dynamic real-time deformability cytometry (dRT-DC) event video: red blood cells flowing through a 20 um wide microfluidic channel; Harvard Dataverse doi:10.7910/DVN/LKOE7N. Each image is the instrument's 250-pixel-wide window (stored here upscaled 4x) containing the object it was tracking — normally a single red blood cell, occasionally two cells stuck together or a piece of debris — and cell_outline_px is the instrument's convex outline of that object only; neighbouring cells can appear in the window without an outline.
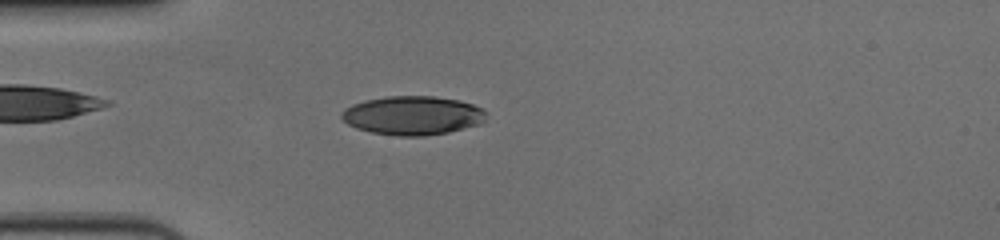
{"species": "human", "species_latin": "Homo sapiens", "temperature_condition": "cold", "stored_images_in_passage": 57, "camera_frame_rate_fps": 3000, "um_per_image_px": 0.085, "donor": {"sex": "female"}, "frame": {"image": 1, "passage_image": 16, "time_ms": 5.0, "image_size_px": [1000, 240], "cell_outline_px": [[488, 112], [484, 120], [480, 124], [448, 132], [424, 136], [396, 136], [372, 132], [356, 128], [348, 124], [340, 116], [340, 112], [344, 108], [352, 104], [364, 100], [388, 96], [436, 96], [460, 100], [472, 104]], "centroid_in_image_um": [35.06, 9.81], "position_along_channel_um": 49.9, "area_um2": 32.95}}
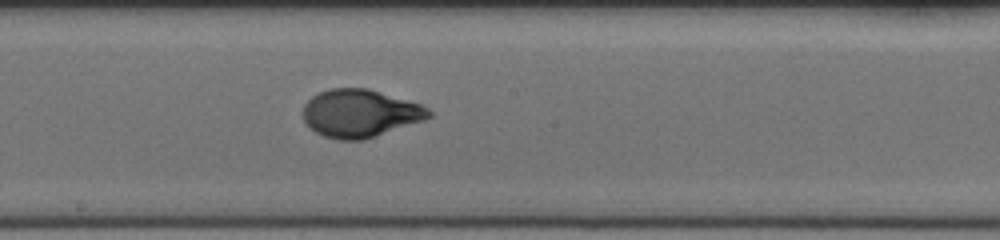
{"frame": {"image": 2, "passage_image": 31, "time_ms": 10.0, "image_size_px": [1000, 240], "cell_outline_px": [[432, 116], [424, 120], [364, 140], [340, 140], [324, 136], [308, 128], [304, 120], [304, 104], [312, 96], [328, 88], [368, 88], [420, 104], [428, 108], [432, 112]], "centroid_in_image_um": [30.6, 9.63], "position_along_channel_um": 217.6, "area_um2": 35.03}}
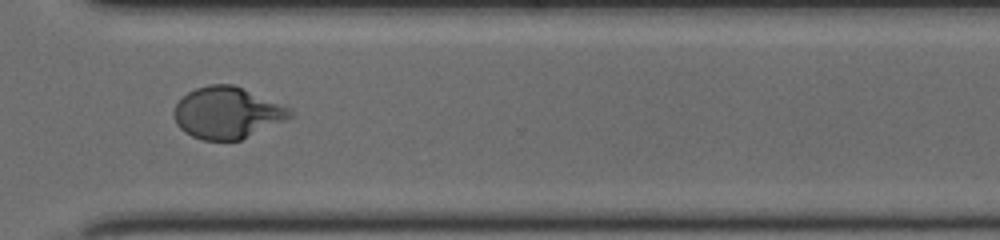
{"frame": {"image": 3, "passage_image": 42, "time_ms": 13.667, "image_size_px": [1000, 240], "cell_outline_px": [[296, 116], [240, 140], [204, 140], [192, 136], [184, 132], [176, 124], [172, 112], [176, 104], [188, 92], [196, 88], [208, 84], [232, 84], [292, 108], [296, 112]], "centroid_in_image_um": [19.34, 9.59], "position_along_channel_um": 351.3, "area_um2": 35.08}, "authors_computed_cell_mechanics": {"area_um2": 34.102, "velocity_mm_per_s": 3.6348, "shape_relaxation_time_tau1_ms": 4.0204, "shape_relaxation_time_tau2_ms": null, "deformation_change_tau1": 0.2021, "deformation_change_tau2": null}}